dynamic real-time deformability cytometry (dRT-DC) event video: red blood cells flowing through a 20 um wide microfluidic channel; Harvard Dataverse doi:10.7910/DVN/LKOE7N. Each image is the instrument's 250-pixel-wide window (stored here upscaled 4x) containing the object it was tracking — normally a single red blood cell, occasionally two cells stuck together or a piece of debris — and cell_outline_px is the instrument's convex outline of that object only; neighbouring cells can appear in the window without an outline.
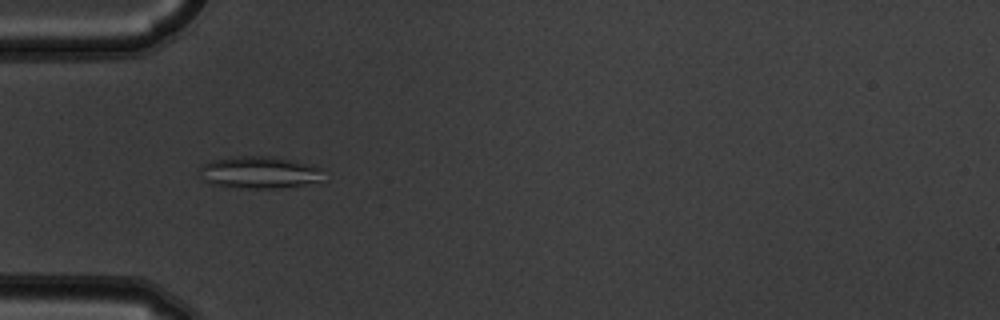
{"species": "common noctule bat (a hibernating species)", "species_latin": "Nyctalus noctula", "temperature_condition": "warm", "stored_images_in_passage": 3, "camera_frame_rate_fps": 3000, "um_per_image_px": 0.085, "animal": {"sex": "male", "body_mass_g": 19.5, "forearm_length_mm": 54.6}, "frame": {"image": 1, "passage_image": 2, "time_ms": 0.333, "image_size_px": [1000, 320], "cell_outline_px": [[320, 184], [276, 188], [240, 188], [212, 184], [204, 180], [200, 176], [200, 164], [232, 156], [268, 156], [292, 160], [312, 164], [320, 168]], "centroid_in_image_um": [22.06, 14.66], "position_along_channel_um": 62.9, "area_um2": 23.35}}
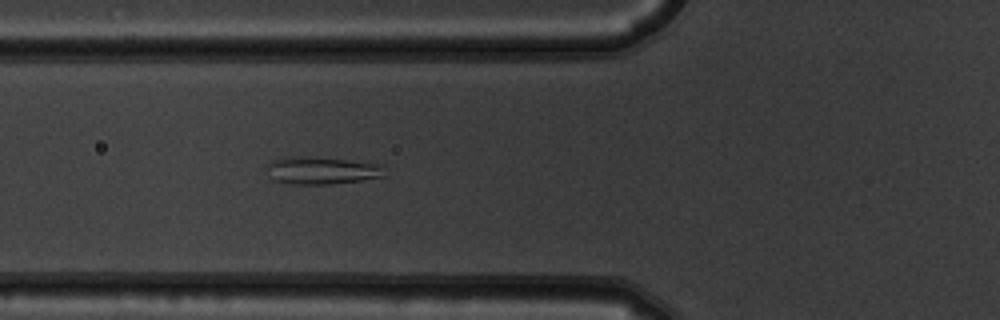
{"frame": {"image": 2, "passage_image": 3, "time_ms": 0.667, "image_size_px": [1000, 320], "cell_outline_px": [[384, 176], [360, 180], [332, 184], [292, 184], [272, 180], [264, 168], [272, 160], [344, 160], [384, 164]], "centroid_in_image_um": [27.4, 14.56], "position_along_channel_um": 98.4, "area_um2": 17.69}}